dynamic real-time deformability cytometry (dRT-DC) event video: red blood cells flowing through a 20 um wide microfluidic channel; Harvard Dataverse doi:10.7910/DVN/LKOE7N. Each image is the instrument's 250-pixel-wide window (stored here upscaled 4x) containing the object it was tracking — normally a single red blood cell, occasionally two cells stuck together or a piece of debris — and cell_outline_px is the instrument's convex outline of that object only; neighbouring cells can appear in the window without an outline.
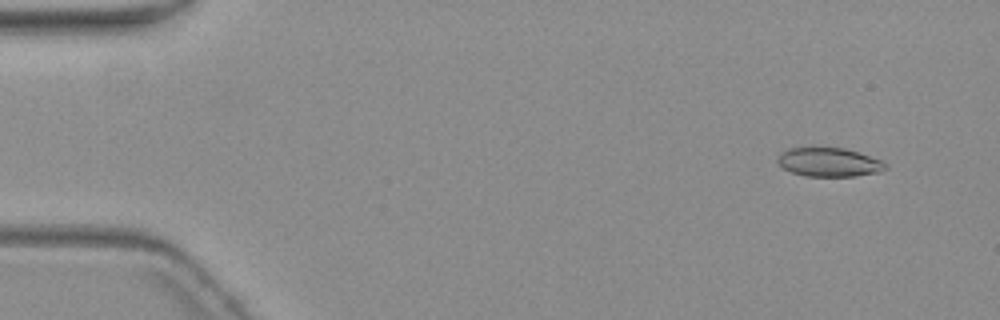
{"species": "common noctule bat (a hibernating species)", "species_latin": "Nyctalus noctula", "temperature_condition": "warm", "stored_images_in_passage": 6, "camera_frame_rate_fps": 3000, "um_per_image_px": 0.085, "animal": {"sex": "female", "body_mass_g": 19.3, "forearm_length_mm": 54.1}, "frame": {"image": 1, "passage_image": 1, "time_ms": 0.0, "image_size_px": [1000, 320], "cell_outline_px": [[888, 168], [880, 172], [856, 176], [804, 176], [792, 172], [784, 168], [776, 160], [780, 152], [788, 148], [844, 148], [880, 160], [888, 164]], "centroid_in_image_um": [70.46, 13.8], "position_along_channel_um": 14.5, "area_um2": 18.03}}
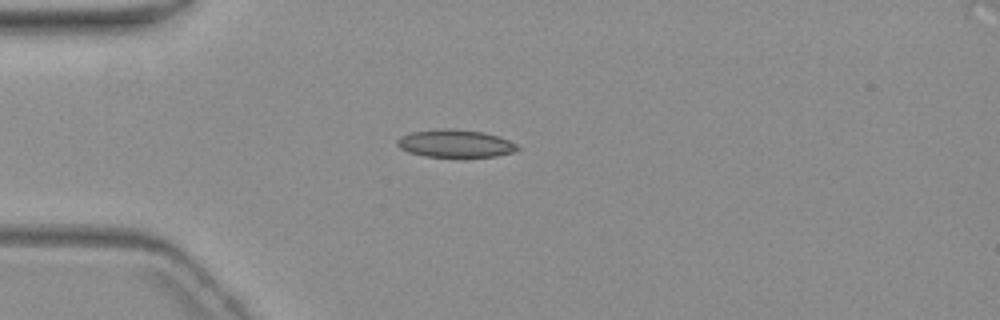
{"frame": {"image": 2, "passage_image": 4, "time_ms": 3.667, "image_size_px": [1000, 320], "cell_outline_px": [[520, 148], [516, 152], [496, 156], [464, 160], [460, 160], [424, 156], [408, 152], [400, 148], [396, 144], [396, 140], [400, 136], [412, 132], [440, 128], [452, 128], [484, 132], [508, 140], [516, 144]], "centroid_in_image_um": [38.71, 12.25], "position_along_channel_um": 46.3, "area_um2": 20.46}}
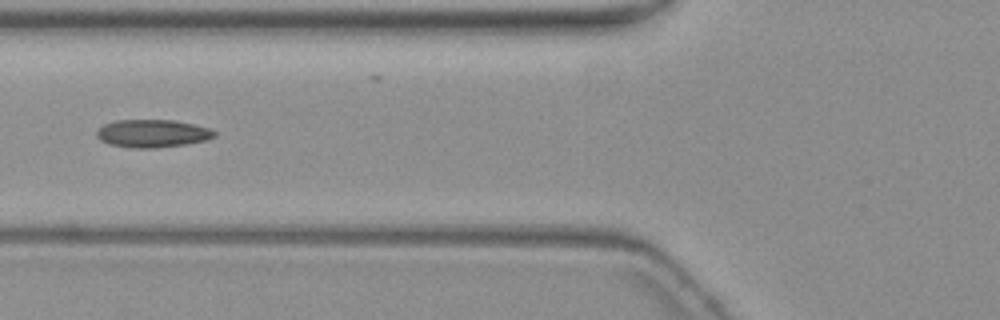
{"frame": {"image": 3, "passage_image": 6, "time_ms": 6.0, "image_size_px": [1000, 320], "cell_outline_px": [[216, 136], [204, 140], [188, 144], [156, 148], [132, 148], [108, 144], [100, 140], [96, 136], [96, 132], [104, 124], [116, 120], [172, 120], [192, 124], [208, 128], [216, 132]], "centroid_in_image_um": [12.93, 11.35], "position_along_channel_um": 112.9, "area_um2": 19.07}}